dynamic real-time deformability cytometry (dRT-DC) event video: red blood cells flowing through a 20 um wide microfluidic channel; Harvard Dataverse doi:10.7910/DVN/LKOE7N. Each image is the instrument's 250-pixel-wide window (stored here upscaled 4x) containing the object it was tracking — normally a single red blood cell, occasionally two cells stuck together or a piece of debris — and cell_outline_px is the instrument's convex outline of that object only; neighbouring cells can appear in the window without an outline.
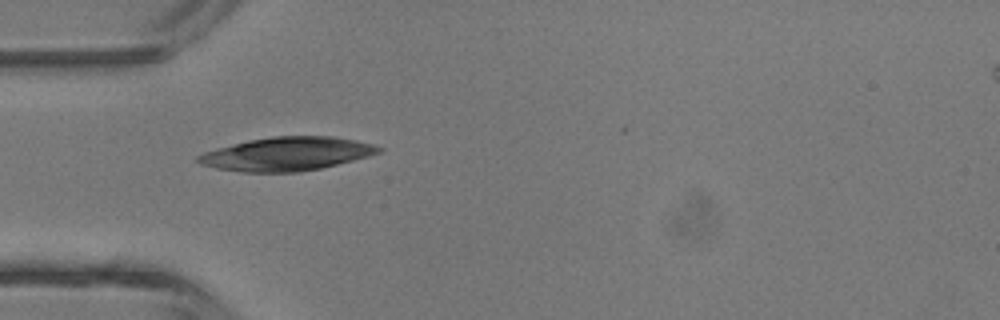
{"species": "common noctule bat (a hibernating species)", "species_latin": "Nyctalus noctula", "temperature_condition": "room temperature", "stored_images_in_passage": 2, "camera_frame_rate_fps": 3000, "um_per_image_px": 0.085, "animal": {"sex": "male", "body_mass_g": 13.3}, "frame": {"image": 1, "passage_image": 1, "time_ms": 0.0, "image_size_px": [1000, 320], "cell_outline_px": [[384, 148], [380, 152], [368, 156], [320, 168], [300, 172], [244, 172], [216, 168], [200, 164], [196, 160], [196, 156], [204, 152], [216, 148], [248, 140], [272, 136], [332, 136], [356, 140], [372, 144]], "centroid_in_image_um": [24.35, 13.08], "position_along_channel_um": 60.6, "area_um2": 35.2}}
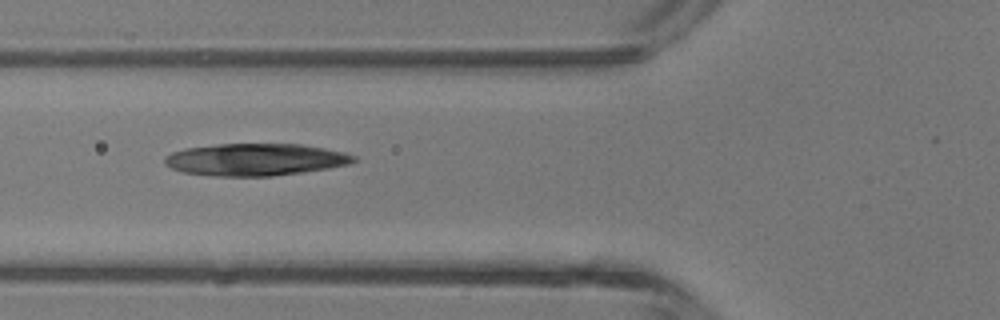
{"frame": {"image": 2, "passage_image": 2, "time_ms": 1.0, "image_size_px": [1000, 320], "cell_outline_px": [[356, 160], [352, 164], [328, 168], [272, 176], [216, 176], [184, 172], [172, 168], [164, 164], [164, 156], [172, 152], [184, 148], [220, 144], [300, 144], [324, 148], [344, 152], [356, 156]], "centroid_in_image_um": [21.7, 13.56], "position_along_channel_um": 104.1, "area_um2": 35.37}}